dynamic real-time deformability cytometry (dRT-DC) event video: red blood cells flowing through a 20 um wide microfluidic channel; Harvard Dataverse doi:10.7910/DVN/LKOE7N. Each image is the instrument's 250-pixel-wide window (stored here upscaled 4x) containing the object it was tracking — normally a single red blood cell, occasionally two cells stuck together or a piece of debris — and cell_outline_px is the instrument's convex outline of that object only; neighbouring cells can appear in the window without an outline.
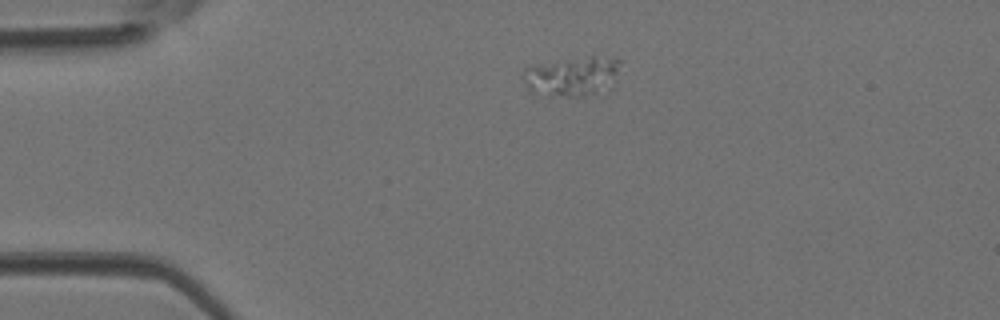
{"species": "Egyptian fruit bat (a non-hibernating species)", "species_latin": "Rousettus aegyptiacus", "temperature_condition": "room temperature", "stored_images_in_passage": 36, "camera_frame_rate_fps": 3000, "um_per_image_px": 0.085, "animal": {"sex": "female"}, "frame": {"image": 1, "passage_image": 1, "time_ms": 0.0, "image_size_px": [1000, 320], "cell_outline_px": [[620, 64], [616, 72], [596, 92], [580, 96], [568, 96], [528, 92], [524, 84], [524, 68], [532, 64], [592, 56], [616, 56], [620, 60]], "centroid_in_image_um": [48.5, 6.43], "position_along_channel_um": 36.5, "area_um2": 21.5}}
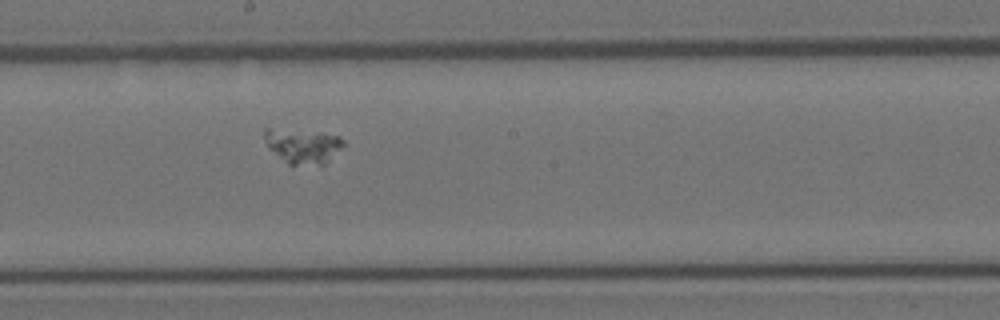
{"frame": {"image": 2, "passage_image": 16, "time_ms": 5.0, "image_size_px": [1000, 320], "cell_outline_px": [[344, 144], [320, 168], [288, 164], [268, 148], [264, 136], [264, 128], [268, 128], [340, 136], [344, 140]], "centroid_in_image_um": [25.72, 12.47], "position_along_channel_um": 222.5, "area_um2": 15.72}}
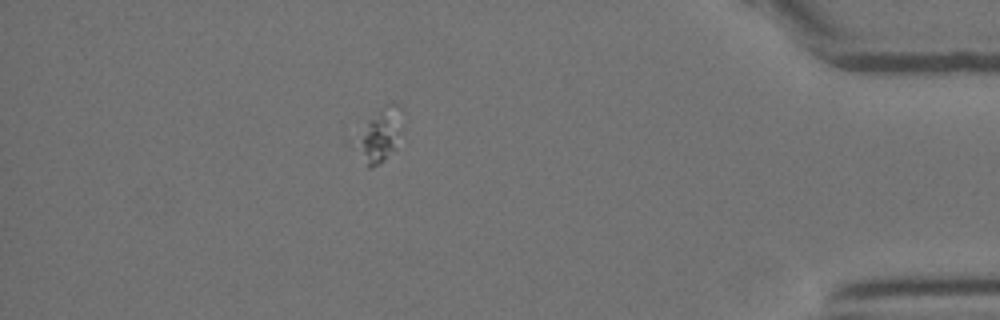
{"frame": {"image": 3, "passage_image": 31, "time_ms": 10.0, "image_size_px": [1000, 320], "cell_outline_px": [[404, 108], [396, 148], [380, 164], [372, 168], [368, 168], [348, 144], [348, 136], [384, 104], [392, 100], [400, 104]], "centroid_in_image_um": [32.11, 11.45], "position_along_channel_um": 403.1, "area_um2": 16.36}}